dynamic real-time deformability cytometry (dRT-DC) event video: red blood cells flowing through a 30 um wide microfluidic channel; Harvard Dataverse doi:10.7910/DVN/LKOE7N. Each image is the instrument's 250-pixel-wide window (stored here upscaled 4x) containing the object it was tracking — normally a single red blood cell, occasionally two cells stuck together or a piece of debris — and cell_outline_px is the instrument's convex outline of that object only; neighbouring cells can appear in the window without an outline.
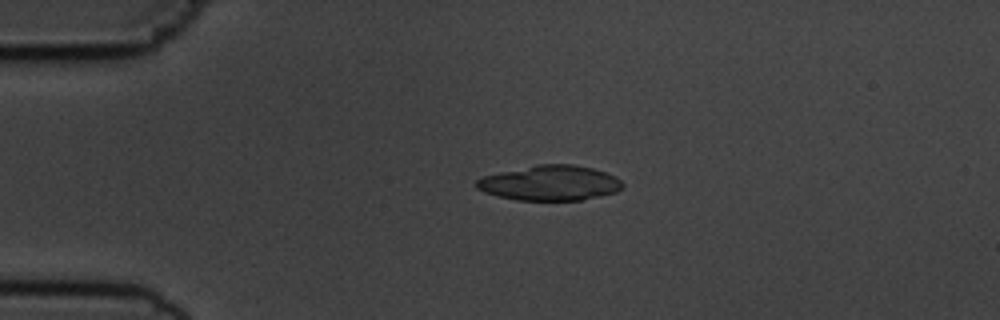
{"species": "common noctule bat (a hibernating species)", "species_latin": "Nyctalus noctula", "temperature_condition": "cold", "stored_images_in_passage": 2, "camera_frame_rate_fps": 3000, "um_per_image_px": 0.085, "animal": {"sex": "male", "body_mass_g": 19.5, "forearm_length_mm": 54.6}, "frame": {"image": 1, "passage_image": 1, "time_ms": 0.0, "image_size_px": [1000, 320], "cell_outline_px": [[624, 188], [616, 192], [600, 196], [580, 200], [516, 200], [496, 196], [484, 192], [476, 188], [476, 180], [484, 176], [500, 172], [536, 164], [572, 164], [592, 168], [616, 176], [624, 184]], "centroid_in_image_um": [46.76, 15.56], "position_along_channel_um": 38.2, "area_um2": 29.94}}